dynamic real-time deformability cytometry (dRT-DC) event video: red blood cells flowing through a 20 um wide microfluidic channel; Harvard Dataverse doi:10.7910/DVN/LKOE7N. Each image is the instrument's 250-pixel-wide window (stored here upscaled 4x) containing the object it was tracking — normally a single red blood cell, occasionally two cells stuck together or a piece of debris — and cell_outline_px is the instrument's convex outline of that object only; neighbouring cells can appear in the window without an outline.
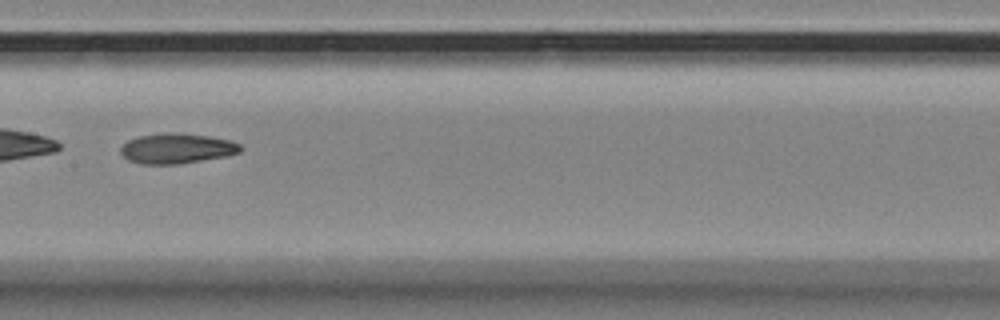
{"species": "Egyptian fruit bat (a non-hibernating species)", "species_latin": "Rousettus aegyptiacus", "temperature_condition": "room temperature", "stored_images_in_passage": 38, "camera_frame_rate_fps": 3000, "um_per_image_px": 0.085, "animal": {"sex": "female"}, "frame": {"image": 1, "passage_image": 12, "time_ms": 3.667, "image_size_px": [1000, 320], "cell_outline_px": [[244, 148], [240, 152], [228, 156], [176, 164], [140, 164], [128, 160], [120, 152], [120, 148], [128, 140], [140, 136], [164, 132], [176, 132], [208, 136], [232, 140], [240, 144]], "centroid_in_image_um": [15.06, 12.61], "position_along_channel_um": 192.3, "area_um2": 21.21}, "authors_computed_cell_mechanics": {"area_um2": 21.2704, "velocity_mm_per_s": 3.4843, "shape_relaxation_time_tau1_ms": null, "shape_relaxation_time_tau2_ms": 4.8144, "deformation_change_tau1": null, "deformation_change_tau2": 0.1195}}